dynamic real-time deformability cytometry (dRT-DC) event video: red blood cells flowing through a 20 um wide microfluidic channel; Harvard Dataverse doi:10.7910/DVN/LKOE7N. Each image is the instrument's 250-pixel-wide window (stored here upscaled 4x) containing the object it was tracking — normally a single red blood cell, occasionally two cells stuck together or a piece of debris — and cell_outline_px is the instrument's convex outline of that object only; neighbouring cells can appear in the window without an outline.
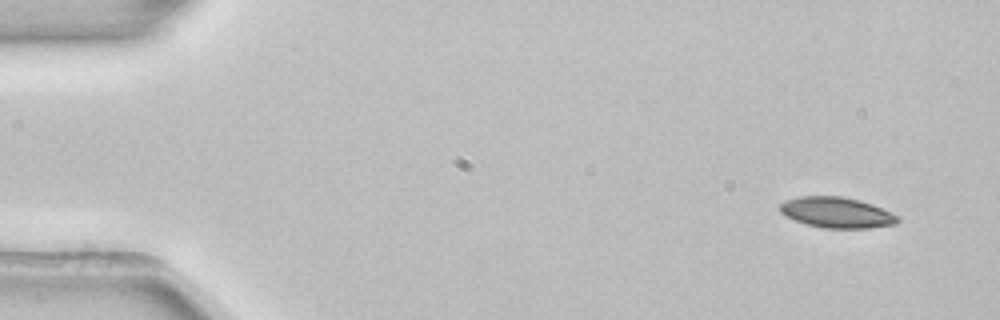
{"species": "common noctule bat (a hibernating species)", "species_latin": "Nyctalus noctula", "temperature_condition": "room temperature", "stored_images_in_passage": 50, "camera_frame_rate_fps": 3000, "um_per_image_px": 0.085, "animal": {"sex": "female", "body_mass_g": 22.7, "forearm_length_mm": 54.2}, "frame": {"image": 1, "passage_image": 1, "time_ms": 0.0, "image_size_px": [1000, 320], "cell_outline_px": [[900, 220], [896, 224], [868, 228], [824, 228], [804, 224], [784, 216], [780, 212], [780, 204], [788, 200], [800, 196], [840, 196], [872, 204], [900, 216]], "centroid_in_image_um": [71.12, 18.08], "position_along_channel_um": 13.9, "area_um2": 21.04}}
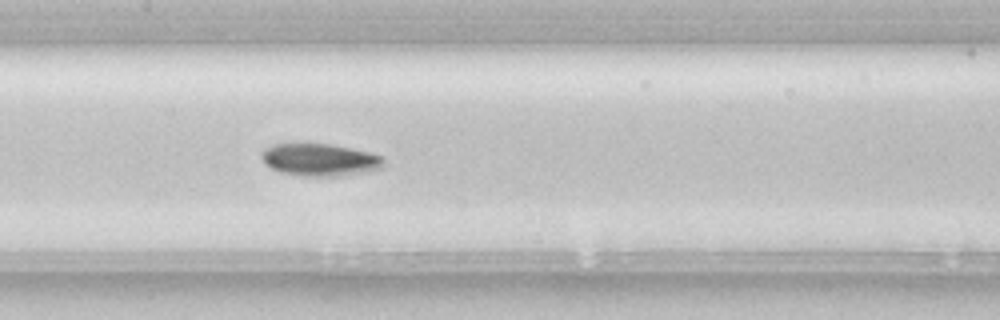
{"frame": {"image": 2, "passage_image": 23, "time_ms": 7.333, "image_size_px": [1000, 320], "cell_outline_px": [[384, 168], [344, 176], [304, 176], [280, 172], [264, 164], [260, 156], [260, 152], [264, 148], [276, 144], [328, 144], [368, 152], [380, 156], [384, 160]], "centroid_in_image_um": [27.16, 13.59], "position_along_channel_um": 180.2, "area_um2": 23.0}}
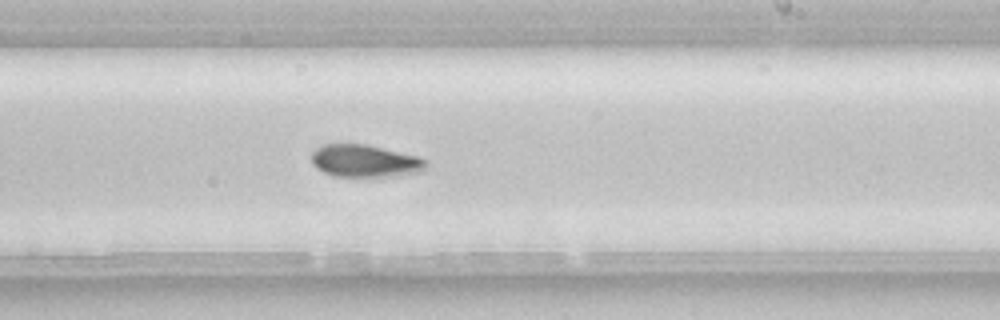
{"frame": {"image": 3, "passage_image": 29, "time_ms": 9.333, "image_size_px": [1000, 320], "cell_outline_px": [[428, 168], [420, 172], [396, 176], [332, 176], [316, 168], [312, 164], [312, 152], [320, 144], [364, 144], [420, 156], [428, 160]], "centroid_in_image_um": [31.05, 13.68], "position_along_channel_um": 257.9, "area_um2": 21.91}, "authors_computed_cell_mechanics": {"area_um2": 21.6461, "velocity_mm_per_s": 3.9076, "shape_relaxation_time_tau1_ms": 6.252, "shape_relaxation_time_tau2_ms": null, "deformation_change_tau1": 0.1499, "deformation_change_tau2": null}}